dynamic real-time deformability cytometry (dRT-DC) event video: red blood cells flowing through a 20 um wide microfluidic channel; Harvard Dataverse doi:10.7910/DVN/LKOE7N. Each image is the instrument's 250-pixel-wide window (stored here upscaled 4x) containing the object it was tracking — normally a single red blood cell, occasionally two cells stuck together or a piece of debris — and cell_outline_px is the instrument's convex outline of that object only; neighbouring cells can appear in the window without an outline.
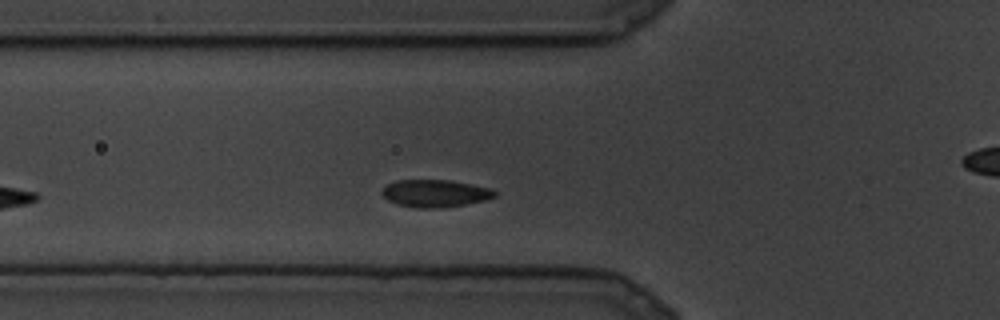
{"species": "common noctule bat (a hibernating species)", "species_latin": "Nyctalus noctula", "temperature_condition": "cold", "stored_images_in_passage": 8, "camera_frame_rate_fps": 3000, "um_per_image_px": 0.085, "animal": {"sex": "male", "body_mass_g": 19.5, "forearm_length_mm": 54.6}, "frame": {"image": 1, "passage_image": 2, "time_ms": 0.333, "image_size_px": [1000, 320], "cell_outline_px": [[496, 196], [488, 200], [440, 208], [424, 208], [396, 204], [388, 200], [380, 192], [388, 184], [396, 180], [452, 180], [492, 188], [496, 192]], "centroid_in_image_um": [37.02, 16.43], "position_along_channel_um": 88.8, "area_um2": 18.03}}
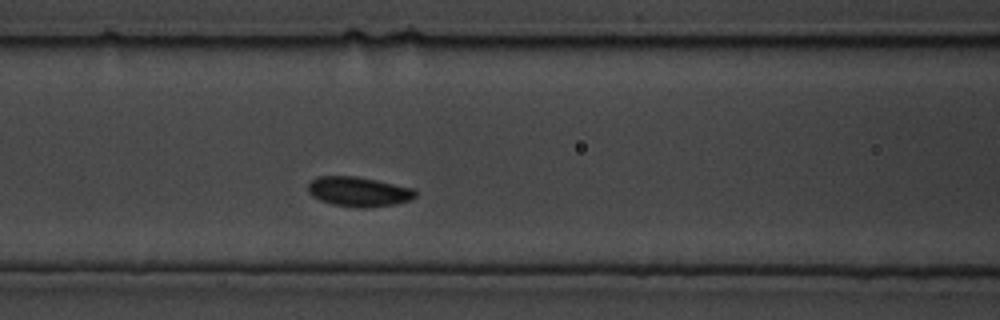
{"frame": {"image": 2, "passage_image": 4, "time_ms": 1.0, "image_size_px": [1000, 320], "cell_outline_px": [[416, 196], [408, 200], [396, 204], [368, 208], [356, 208], [332, 204], [320, 200], [312, 196], [308, 192], [308, 184], [316, 176], [356, 176], [376, 180], [412, 188], [416, 192]], "centroid_in_image_um": [30.45, 16.3], "position_along_channel_um": 136.1, "area_um2": 18.61}}
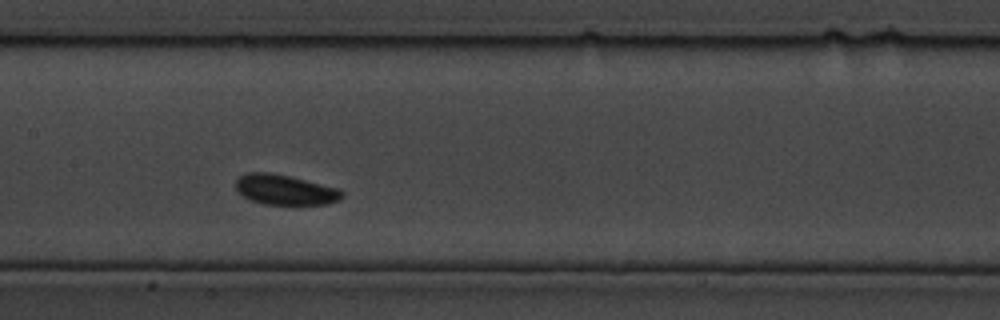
{"frame": {"image": 3, "passage_image": 6, "time_ms": 1.667, "image_size_px": [1000, 320], "cell_outline_px": [[344, 196], [340, 200], [328, 204], [264, 204], [252, 200], [244, 196], [236, 188], [236, 180], [244, 172], [272, 172], [336, 188], [344, 192]], "centroid_in_image_um": [24.22, 16.12], "position_along_channel_um": 183.2, "area_um2": 18.44}}